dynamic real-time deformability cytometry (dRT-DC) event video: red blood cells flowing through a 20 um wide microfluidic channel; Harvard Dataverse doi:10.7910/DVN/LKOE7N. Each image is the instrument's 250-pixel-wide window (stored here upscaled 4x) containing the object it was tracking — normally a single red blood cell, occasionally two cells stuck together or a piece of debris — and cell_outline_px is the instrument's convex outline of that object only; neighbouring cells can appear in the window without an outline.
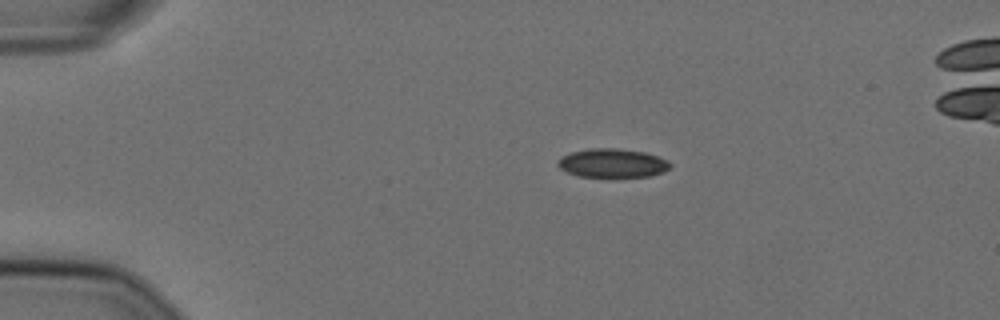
{"species": "Egyptian fruit bat (a non-hibernating species)", "species_latin": "Rousettus aegyptiacus", "temperature_condition": "cold", "stored_images_in_passage": 46, "camera_frame_rate_fps": 3000, "um_per_image_px": 0.085, "animal": {"sex": "female"}, "frame": {"image": 1, "passage_image": 1, "time_ms": 0.0, "image_size_px": [1000, 320], "cell_outline_px": [[672, 164], [664, 172], [648, 176], [612, 180], [576, 176], [560, 168], [556, 164], [556, 160], [560, 156], [572, 152], [588, 148], [616, 148], [644, 152], [668, 160]], "centroid_in_image_um": [52.01, 13.91], "position_along_channel_um": 33.0, "area_um2": 19.83}}
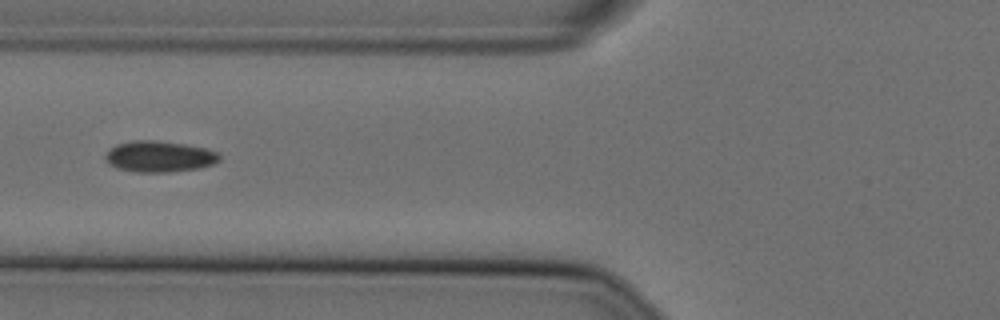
{"frame": {"image": 2, "passage_image": 12, "time_ms": 3.667, "image_size_px": [1000, 320], "cell_outline_px": [[220, 160], [212, 164], [200, 168], [168, 172], [136, 172], [116, 168], [108, 164], [104, 160], [104, 156], [116, 144], [132, 140], [156, 140], [184, 144], [204, 148], [220, 152]], "centroid_in_image_um": [13.53, 13.3], "position_along_channel_um": 112.3, "area_um2": 20.81}}
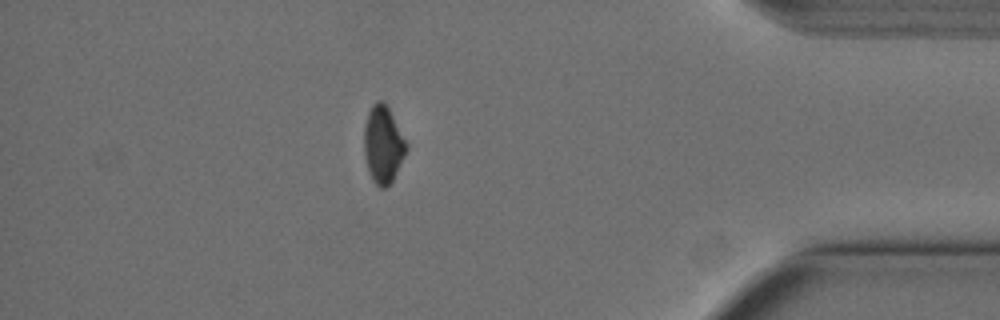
{"frame": {"image": 3, "passage_image": 39, "time_ms": 12.667, "image_size_px": [1000, 320], "cell_outline_px": [[408, 148], [392, 180], [384, 188], [380, 188], [372, 180], [368, 172], [364, 156], [364, 128], [368, 112], [372, 104], [376, 100], [384, 100], [408, 144]], "centroid_in_image_um": [32.54, 12.26], "position_along_channel_um": 402.7, "area_um2": 19.02}, "authors_computed_cell_mechanics": {"area_um2": 20.0855, "velocity_mm_per_s": 3.6155, "shape_relaxation_time_tau1_ms": null, "shape_relaxation_time_tau2_ms": 8.2421, "deformation_change_tau1": null, "deformation_change_tau2": 0.0898}}